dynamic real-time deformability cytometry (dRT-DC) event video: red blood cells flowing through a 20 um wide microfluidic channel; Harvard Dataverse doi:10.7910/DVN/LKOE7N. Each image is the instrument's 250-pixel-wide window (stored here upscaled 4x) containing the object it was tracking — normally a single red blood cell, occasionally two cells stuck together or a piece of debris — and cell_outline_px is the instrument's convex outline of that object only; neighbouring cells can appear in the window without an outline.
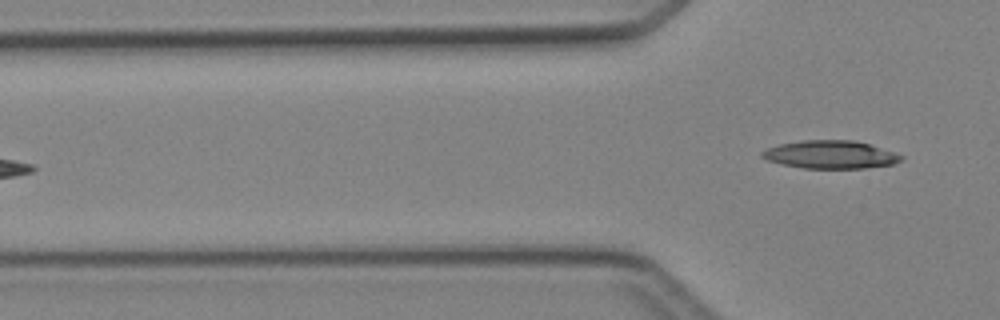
{"species": "Egyptian fruit bat (a non-hibernating species)", "species_latin": "Rousettus aegyptiacus", "temperature_condition": "cold", "stored_images_in_passage": 6, "camera_frame_rate_fps": 3000, "um_per_image_px": 0.085, "animal": {"sex": "female"}, "frame": {"image": 1, "passage_image": 6, "time_ms": 6.0, "image_size_px": [1000, 320], "cell_outline_px": [[904, 160], [896, 164], [864, 168], [804, 168], [784, 164], [768, 160], [760, 156], [760, 152], [768, 148], [780, 144], [804, 140], [852, 140], [868, 144], [904, 156]], "centroid_in_image_um": [70.61, 13.14], "position_along_channel_um": 55.2, "area_um2": 22.48}}